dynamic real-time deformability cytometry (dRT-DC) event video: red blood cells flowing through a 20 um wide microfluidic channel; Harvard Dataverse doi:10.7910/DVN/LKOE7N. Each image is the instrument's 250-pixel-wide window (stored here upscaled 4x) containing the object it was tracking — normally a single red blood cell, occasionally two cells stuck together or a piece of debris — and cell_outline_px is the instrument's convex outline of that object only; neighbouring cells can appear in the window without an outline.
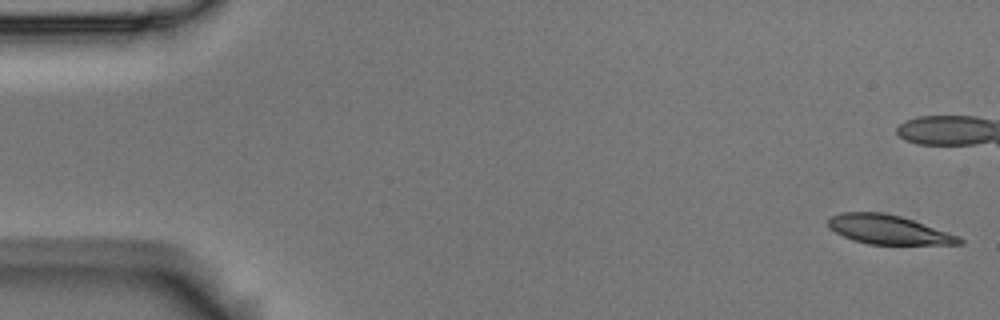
{"species": "Egyptian fruit bat (a non-hibernating species)", "species_latin": "Rousettus aegyptiacus", "temperature_condition": "room temperature", "stored_images_in_passage": 6, "camera_frame_rate_fps": 3000, "um_per_image_px": 0.085, "animal": {"sex": "male"}, "frame": {"image": 1, "passage_image": 1, "time_ms": 0.0, "image_size_px": [1000, 320], "cell_outline_px": [[964, 244], [868, 244], [852, 240], [828, 228], [828, 220], [832, 216], [840, 212], [880, 212], [900, 216], [960, 236], [964, 240]], "centroid_in_image_um": [75.51, 19.52], "position_along_channel_um": 9.5, "area_um2": 22.08}}